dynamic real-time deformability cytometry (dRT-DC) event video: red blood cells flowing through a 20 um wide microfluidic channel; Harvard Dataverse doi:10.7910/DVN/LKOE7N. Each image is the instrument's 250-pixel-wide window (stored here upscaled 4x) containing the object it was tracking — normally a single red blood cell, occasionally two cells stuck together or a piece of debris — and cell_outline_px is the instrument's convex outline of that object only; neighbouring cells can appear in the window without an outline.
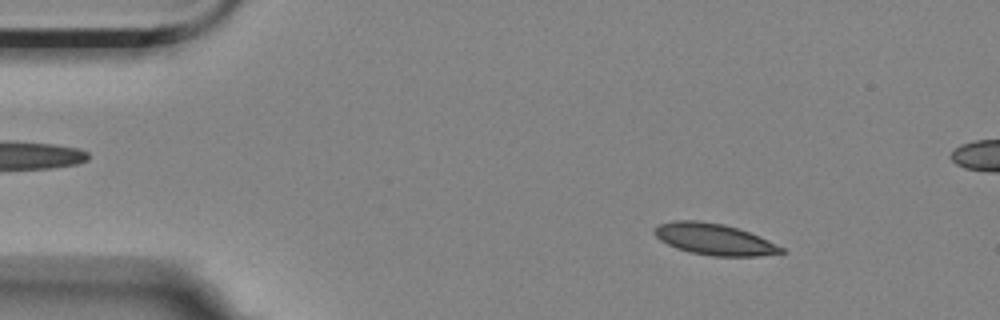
{"species": "Egyptian fruit bat (a non-hibernating species)", "species_latin": "Rousettus aegyptiacus", "temperature_condition": "room temperature", "stored_images_in_passage": 57, "camera_frame_rate_fps": 3000, "um_per_image_px": 0.085, "animal": {"sex": "female"}, "frame": {"image": 1, "passage_image": 7, "time_ms": 2.0, "image_size_px": [1000, 320], "cell_outline_px": [[784, 252], [760, 256], [712, 256], [688, 252], [676, 248], [660, 240], [652, 232], [660, 224], [676, 220], [696, 220], [724, 224], [748, 232], [784, 248]], "centroid_in_image_um": [60.67, 20.34], "position_along_channel_um": 24.3, "area_um2": 22.89}}
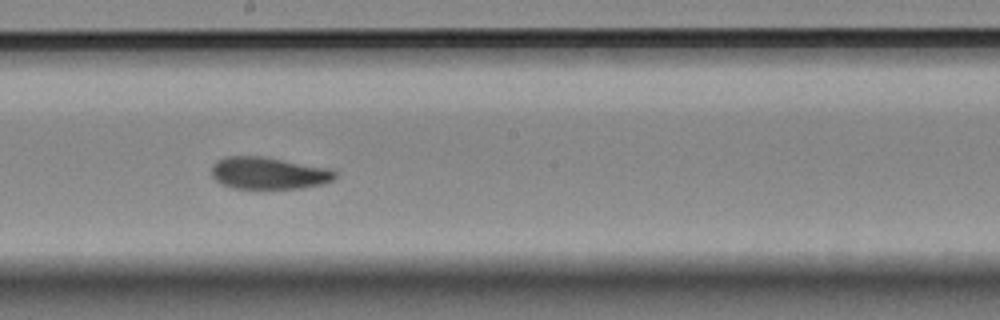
{"frame": {"image": 2, "passage_image": 30, "time_ms": 9.667, "image_size_px": [1000, 320], "cell_outline_px": [[336, 176], [332, 180], [324, 184], [300, 188], [232, 188], [220, 184], [212, 176], [212, 164], [216, 160], [224, 156], [260, 156], [332, 168], [336, 172]], "centroid_in_image_um": [22.82, 14.71], "position_along_channel_um": 225.4, "area_um2": 23.24}}
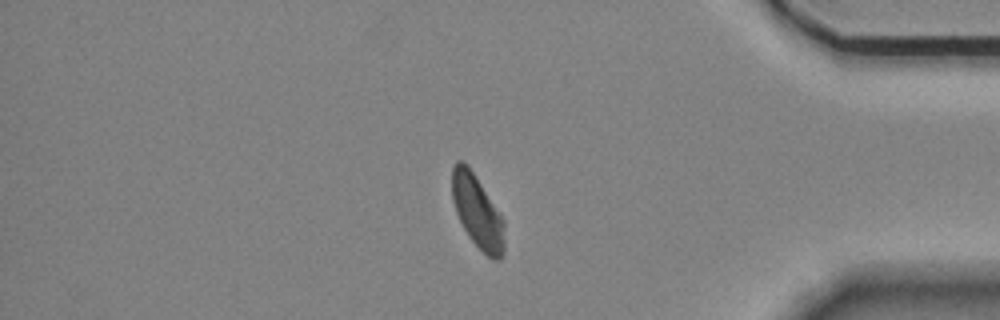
{"frame": {"image": 3, "passage_image": 47, "time_ms": 15.333, "image_size_px": [1000, 320], "cell_outline_px": [[504, 252], [500, 260], [492, 260], [468, 236], [456, 212], [452, 200], [452, 168], [456, 160], [460, 160], [468, 164], [504, 220]], "centroid_in_image_um": [40.57, 17.98], "position_along_channel_um": 394.6, "area_um2": 22.14}, "authors_computed_cell_mechanics": {"area_um2": 23.2356, "velocity_mm_per_s": 3.4889, "shape_relaxation_time_tau1_ms": 6.2771, "shape_relaxation_time_tau2_ms": 2.2411, "deformation_change_tau1": 0.1433, "deformation_change_tau2": 0.0794}}